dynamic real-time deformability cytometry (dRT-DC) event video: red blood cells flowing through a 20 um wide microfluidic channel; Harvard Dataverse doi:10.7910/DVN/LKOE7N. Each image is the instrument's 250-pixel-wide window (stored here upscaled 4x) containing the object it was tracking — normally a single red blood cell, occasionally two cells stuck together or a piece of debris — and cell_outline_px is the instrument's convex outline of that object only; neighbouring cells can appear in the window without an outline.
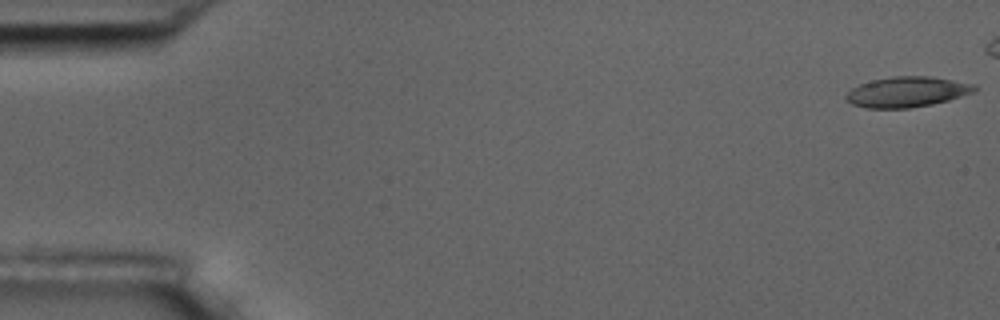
{"species": "common noctule bat (a hibernating species)", "species_latin": "Nyctalus noctula", "temperature_condition": "room temperature", "stored_images_in_passage": 11, "camera_frame_rate_fps": 3000, "um_per_image_px": 0.085, "animal": {"sex": "male", "body_mass_g": 17.5, "forearm_length_mm": 52.3}, "frame": {"image": 1, "passage_image": 1, "time_ms": 0.0, "image_size_px": [1000, 320], "cell_outline_px": [[976, 92], [948, 100], [932, 104], [908, 108], [864, 108], [852, 104], [844, 96], [852, 88], [860, 84], [872, 80], [892, 76], [932, 76], [976, 84]], "centroid_in_image_um": [77.12, 7.8], "position_along_channel_um": 7.9, "area_um2": 22.83}}
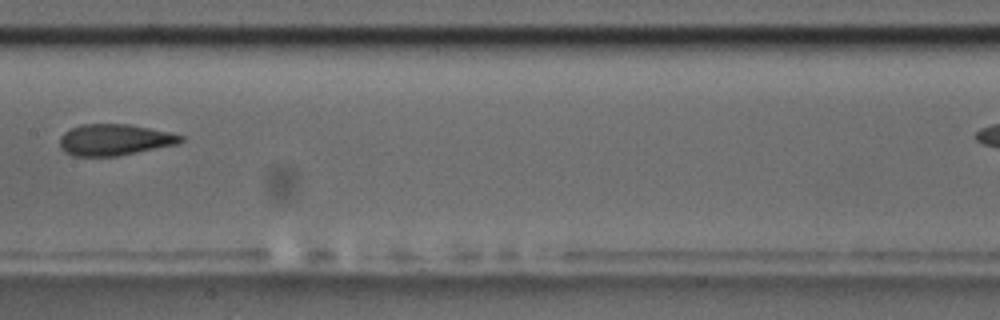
{"frame": {"image": 2, "passage_image": 8, "time_ms": 9.0, "image_size_px": [1000, 320], "cell_outline_px": [[184, 140], [176, 144], [116, 156], [72, 156], [64, 152], [60, 148], [60, 136], [64, 132], [80, 124], [128, 124], [168, 132], [184, 136]], "centroid_in_image_um": [9.68, 11.88], "position_along_channel_um": 197.7, "area_um2": 21.91}}
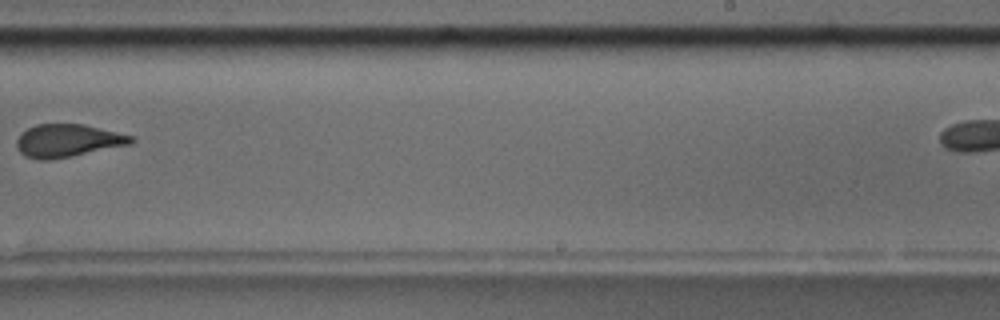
{"frame": {"image": 3, "passage_image": 10, "time_ms": 11.333, "image_size_px": [1000, 320], "cell_outline_px": [[136, 140], [132, 144], [72, 156], [48, 160], [40, 160], [24, 156], [16, 148], [16, 140], [28, 128], [36, 124], [84, 124], [132, 136]], "centroid_in_image_um": [5.75, 11.96], "position_along_channel_um": 283.2, "area_um2": 21.85}}